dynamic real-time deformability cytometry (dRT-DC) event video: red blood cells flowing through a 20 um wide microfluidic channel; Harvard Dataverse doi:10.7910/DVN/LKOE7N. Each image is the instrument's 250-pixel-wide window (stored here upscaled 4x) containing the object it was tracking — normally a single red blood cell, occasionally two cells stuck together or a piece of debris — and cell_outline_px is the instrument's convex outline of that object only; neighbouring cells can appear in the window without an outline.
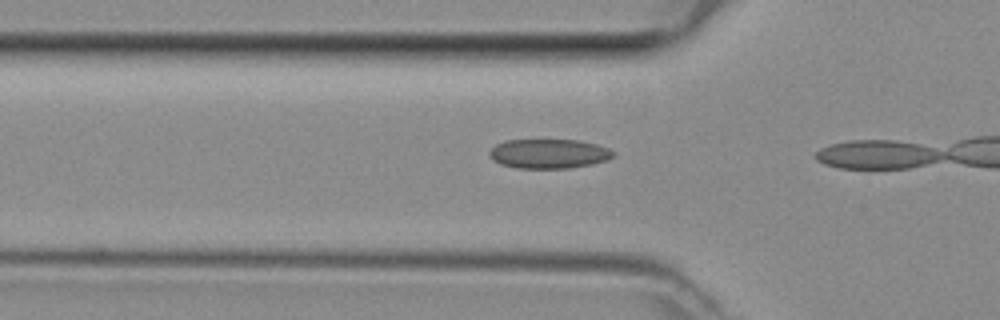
{"species": "common noctule bat (a hibernating species)", "species_latin": "Nyctalus noctula", "temperature_condition": "room temperature", "stored_images_in_passage": 4, "camera_frame_rate_fps": 3000, "um_per_image_px": 0.085, "animal": {"sex": "female", "body_mass_g": 29.2, "forearm_length_mm": 56.3}, "frame": {"image": 1, "passage_image": 3, "time_ms": 0.667, "image_size_px": [1000, 320], "cell_outline_px": [[616, 156], [608, 160], [592, 164], [572, 168], [516, 168], [500, 164], [492, 160], [488, 156], [488, 152], [496, 144], [504, 140], [576, 140], [596, 144], [608, 148], [616, 152]], "centroid_in_image_um": [46.65, 13.07], "position_along_channel_um": 79.1, "area_um2": 21.5}}